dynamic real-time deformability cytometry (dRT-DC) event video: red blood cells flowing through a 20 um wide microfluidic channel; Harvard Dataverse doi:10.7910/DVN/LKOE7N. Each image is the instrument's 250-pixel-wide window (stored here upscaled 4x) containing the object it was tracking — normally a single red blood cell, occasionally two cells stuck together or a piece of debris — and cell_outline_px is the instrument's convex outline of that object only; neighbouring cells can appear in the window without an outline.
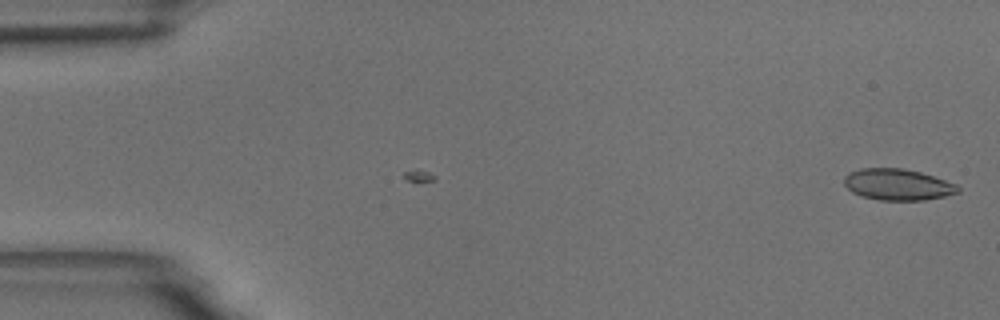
{"species": "common noctule bat (a hibernating species)", "species_latin": "Nyctalus noctula", "temperature_condition": "room temperature", "stored_images_in_passage": 7, "camera_frame_rate_fps": 3000, "um_per_image_px": 0.085, "animal": {"sex": "male", "body_mass_g": 18.8}, "frame": {"image": 1, "passage_image": 7, "time_ms": 2.0, "image_size_px": [1000, 320], "cell_outline_px": [[960, 192], [944, 196], [924, 200], [880, 200], [860, 196], [852, 192], [844, 184], [844, 176], [848, 172], [860, 168], [900, 168], [920, 172], [956, 184], [960, 188]], "centroid_in_image_um": [76.27, 15.69], "position_along_channel_um": 8.7, "area_um2": 20.75}}